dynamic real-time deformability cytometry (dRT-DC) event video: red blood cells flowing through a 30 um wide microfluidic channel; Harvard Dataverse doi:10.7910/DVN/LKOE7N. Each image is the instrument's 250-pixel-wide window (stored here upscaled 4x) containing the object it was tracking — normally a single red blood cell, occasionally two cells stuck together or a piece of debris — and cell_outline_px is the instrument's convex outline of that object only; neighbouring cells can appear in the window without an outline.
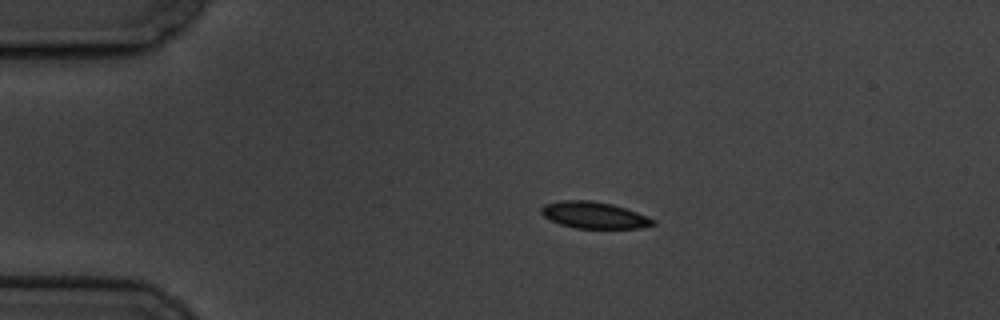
{"species": "common noctule bat (a hibernating species)", "species_latin": "Nyctalus noctula", "temperature_condition": "cold", "stored_images_in_passage": 8, "camera_frame_rate_fps": 3000, "um_per_image_px": 0.085, "animal": {"sex": "male", "body_mass_g": 19.5, "forearm_length_mm": 54.6}, "frame": {"image": 1, "passage_image": 1, "time_ms": 0.0, "image_size_px": [1000, 320], "cell_outline_px": [[656, 224], [640, 228], [576, 228], [560, 224], [544, 216], [540, 212], [540, 208], [544, 204], [564, 200], [588, 200], [612, 204], [648, 216], [656, 220]], "centroid_in_image_um": [50.51, 18.29], "position_along_channel_um": 34.5, "area_um2": 17.22}}
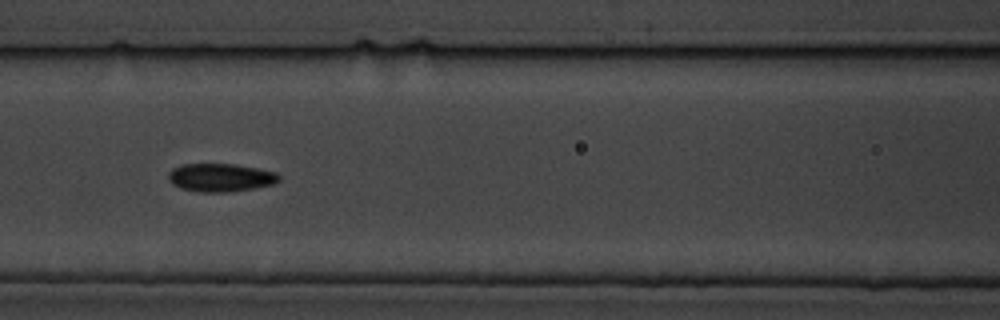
{"frame": {"image": 2, "passage_image": 5, "time_ms": 4.667, "image_size_px": [1000, 320], "cell_outline_px": [[280, 180], [272, 184], [256, 188], [228, 192], [200, 192], [180, 188], [172, 184], [168, 180], [168, 172], [172, 168], [180, 164], [236, 164], [276, 172], [280, 176]], "centroid_in_image_um": [18.72, 15.09], "position_along_channel_um": 147.9, "area_um2": 18.32}}
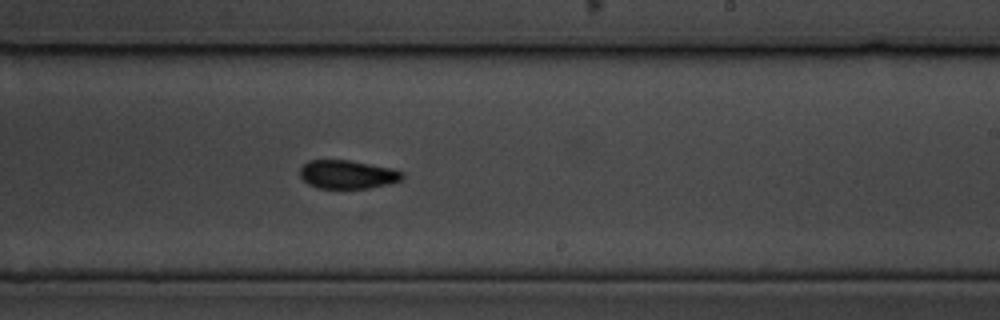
{"frame": {"image": 3, "passage_image": 8, "time_ms": 8.0, "image_size_px": [1000, 320], "cell_outline_px": [[404, 176], [400, 180], [388, 184], [368, 188], [316, 188], [308, 184], [300, 176], [300, 168], [308, 160], [348, 160], [392, 168], [404, 172]], "centroid_in_image_um": [29.53, 14.82], "position_along_channel_um": 259.5, "area_um2": 16.99}}